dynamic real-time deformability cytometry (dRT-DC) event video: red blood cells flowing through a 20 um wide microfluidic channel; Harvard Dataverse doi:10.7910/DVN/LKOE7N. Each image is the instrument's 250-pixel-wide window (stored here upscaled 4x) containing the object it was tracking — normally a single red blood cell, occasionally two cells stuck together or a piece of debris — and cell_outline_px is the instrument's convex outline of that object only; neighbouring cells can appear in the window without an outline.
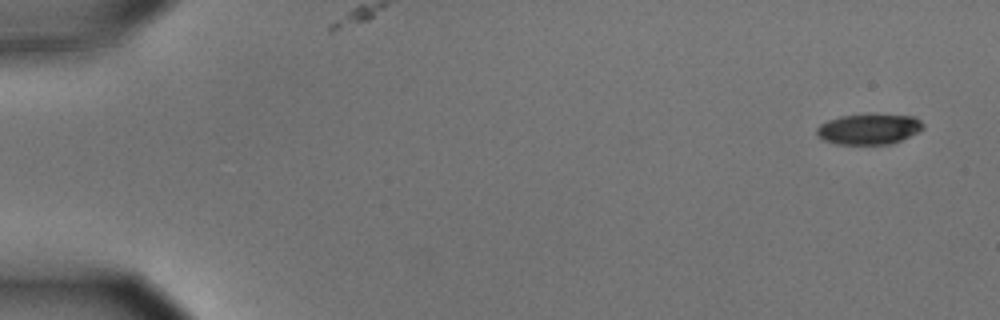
{"species": "common noctule bat (a hibernating species)", "species_latin": "Nyctalus noctula", "temperature_condition": "cold", "stored_images_in_passage": 5, "camera_frame_rate_fps": 3000, "um_per_image_px": 0.085, "animal": {"sex": "male", "body_mass_g": 15.6}, "frame": {"image": 1, "passage_image": 1, "time_ms": 0.0, "image_size_px": [1000, 320], "cell_outline_px": [[924, 128], [900, 140], [888, 144], [836, 144], [824, 140], [816, 132], [816, 128], [820, 124], [828, 120], [840, 116], [868, 112], [916, 116], [924, 124]], "centroid_in_image_um": [73.86, 10.92], "position_along_channel_um": 11.1, "area_um2": 19.36}}
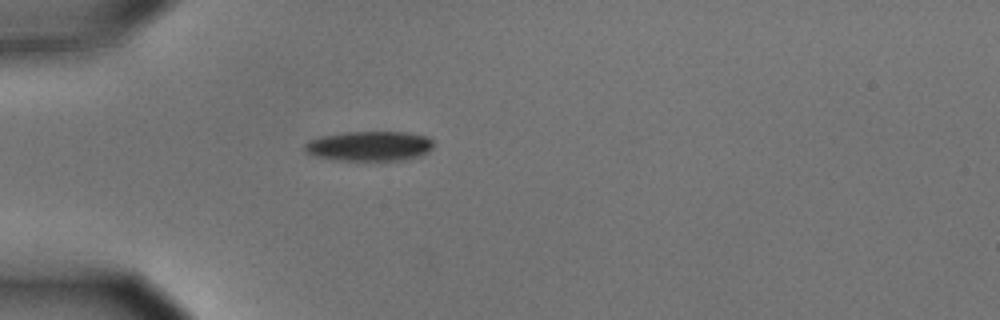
{"frame": {"image": 2, "passage_image": 5, "time_ms": 1.333, "image_size_px": [1000, 320], "cell_outline_px": [[432, 148], [428, 152], [420, 156], [404, 160], [332, 160], [312, 156], [304, 152], [304, 144], [308, 140], [320, 136], [344, 132], [404, 132], [428, 136], [432, 140]], "centroid_in_image_um": [31.35, 12.42], "position_along_channel_um": 53.7, "area_um2": 22.72}}